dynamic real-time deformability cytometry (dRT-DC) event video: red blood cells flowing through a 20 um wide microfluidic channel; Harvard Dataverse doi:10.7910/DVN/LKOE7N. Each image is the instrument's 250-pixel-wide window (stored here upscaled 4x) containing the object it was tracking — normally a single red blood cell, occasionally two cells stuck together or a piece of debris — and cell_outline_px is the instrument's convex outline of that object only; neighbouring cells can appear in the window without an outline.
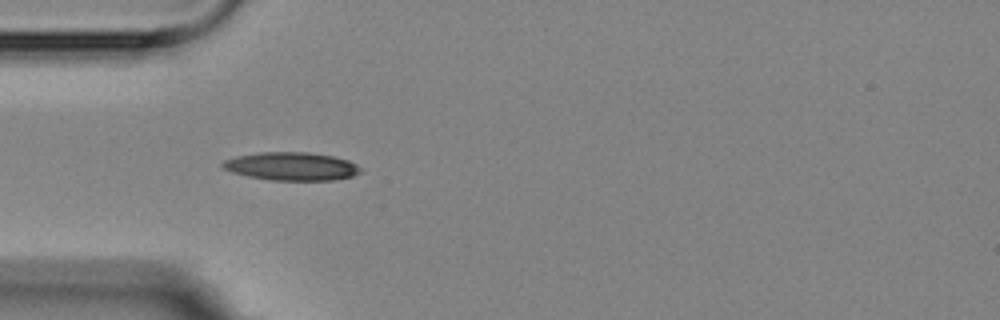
{"species": "Egyptian fruit bat (a non-hibernating species)", "species_latin": "Rousettus aegyptiacus", "temperature_condition": "room temperature", "stored_images_in_passage": 3, "camera_frame_rate_fps": 3000, "um_per_image_px": 0.085, "animal": {"sex": "female"}, "frame": {"image": 1, "passage_image": 2, "time_ms": 1.333, "image_size_px": [1000, 320], "cell_outline_px": [[364, 172], [352, 176], [332, 180], [272, 180], [248, 176], [232, 172], [224, 168], [220, 164], [224, 160], [236, 156], [260, 152], [308, 152], [332, 156], [348, 160], [356, 164]], "centroid_in_image_um": [24.79, 14.13], "position_along_channel_um": 60.2, "area_um2": 22.6}}
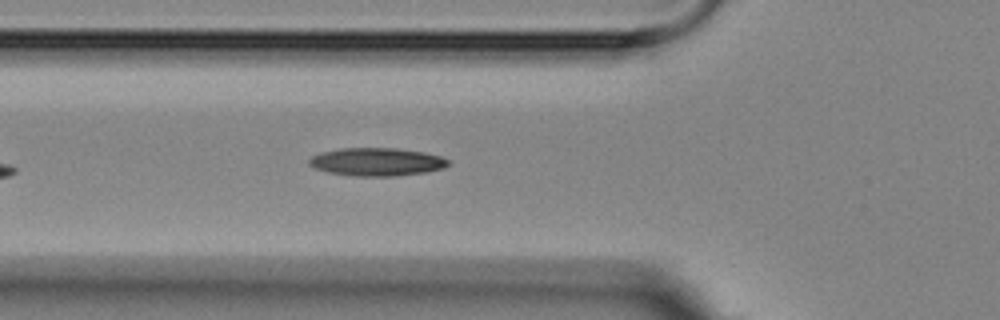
{"frame": {"image": 2, "passage_image": 3, "time_ms": 2.333, "image_size_px": [1000, 320], "cell_outline_px": [[452, 164], [444, 168], [424, 172], [396, 176], [352, 176], [328, 172], [316, 168], [308, 164], [308, 160], [312, 156], [320, 152], [340, 148], [396, 148], [424, 152], [440, 156], [448, 160]], "centroid_in_image_um": [32.02, 13.75], "position_along_channel_um": 93.8, "area_um2": 22.83}}